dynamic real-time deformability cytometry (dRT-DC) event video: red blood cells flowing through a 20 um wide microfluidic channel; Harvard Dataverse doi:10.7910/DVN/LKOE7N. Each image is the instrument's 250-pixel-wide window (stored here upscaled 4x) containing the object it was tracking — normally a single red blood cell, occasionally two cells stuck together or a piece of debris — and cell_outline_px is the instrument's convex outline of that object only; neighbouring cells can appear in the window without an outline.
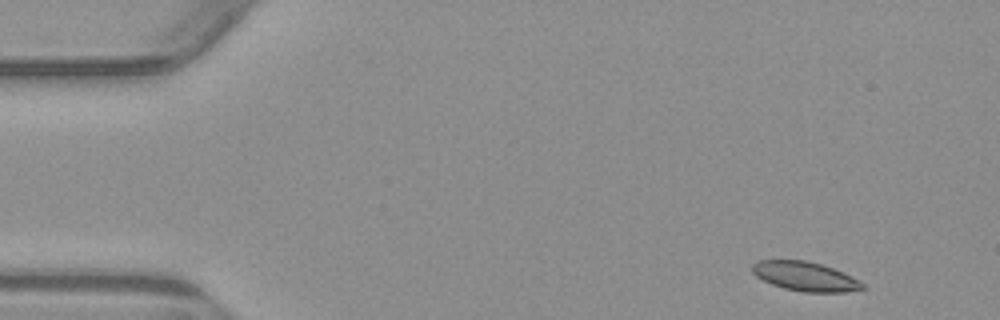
{"species": "common noctule bat (a hibernating species)", "species_latin": "Nyctalus noctula", "temperature_condition": "warm", "stored_images_in_passage": 4, "camera_frame_rate_fps": 3000, "um_per_image_px": 0.085, "animal": {"sex": "male", "body_mass_g": 23.1, "forearm_length_mm": 52.7}, "frame": {"image": 1, "passage_image": 1, "time_ms": 0.0, "image_size_px": [1000, 320], "cell_outline_px": [[868, 288], [844, 292], [804, 292], [784, 288], [772, 284], [756, 276], [752, 272], [752, 264], [756, 260], [804, 260], [820, 264], [844, 272], [860, 280]], "centroid_in_image_um": [68.46, 23.49], "position_along_channel_um": 16.5, "area_um2": 18.84}}
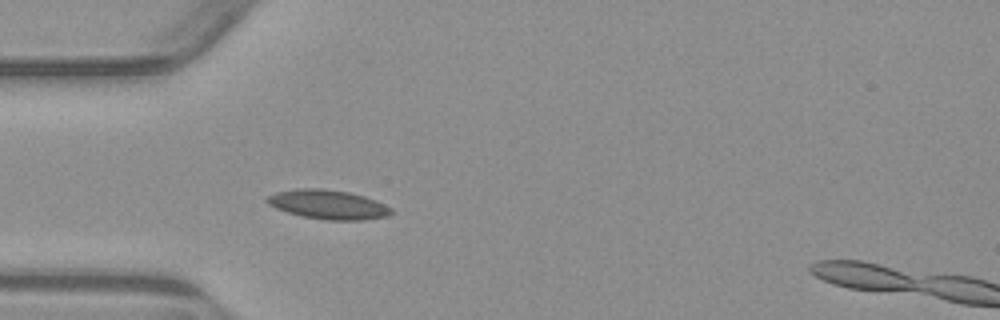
{"frame": {"image": 2, "passage_image": 4, "time_ms": 3.667, "image_size_px": [1000, 320], "cell_outline_px": [[396, 212], [388, 216], [364, 220], [328, 220], [300, 216], [276, 208], [268, 204], [264, 200], [268, 196], [276, 192], [300, 188], [324, 188], [348, 192], [364, 196], [376, 200], [392, 208]], "centroid_in_image_um": [27.92, 17.39], "position_along_channel_um": 57.1, "area_um2": 21.33}}